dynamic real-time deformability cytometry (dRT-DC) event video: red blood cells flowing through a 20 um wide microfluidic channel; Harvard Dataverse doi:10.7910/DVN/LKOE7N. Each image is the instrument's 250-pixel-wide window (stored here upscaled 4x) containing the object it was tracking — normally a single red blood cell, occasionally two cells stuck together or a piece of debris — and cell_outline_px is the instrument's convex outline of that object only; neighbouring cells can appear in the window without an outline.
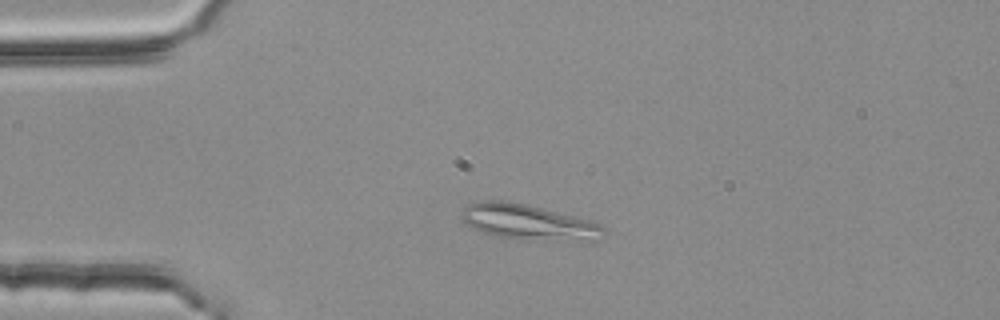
{"species": "common noctule bat (a hibernating species)", "species_latin": "Nyctalus noctula", "temperature_condition": "room temperature", "stored_images_in_passage": 52, "camera_frame_rate_fps": 3000, "um_per_image_px": 0.085, "animal": {"sex": "female", "body_mass_g": 25.1}, "frame": {"image": 1, "passage_image": 13, "time_ms": 4.0, "image_size_px": [1000, 320], "cell_outline_px": [[600, 228], [556, 232], [492, 232], [480, 228], [464, 220], [464, 216], [472, 204], [520, 204], [536, 208], [596, 224]], "centroid_in_image_um": [44.34, 18.64], "position_along_channel_um": 40.7, "area_um2": 19.36}}
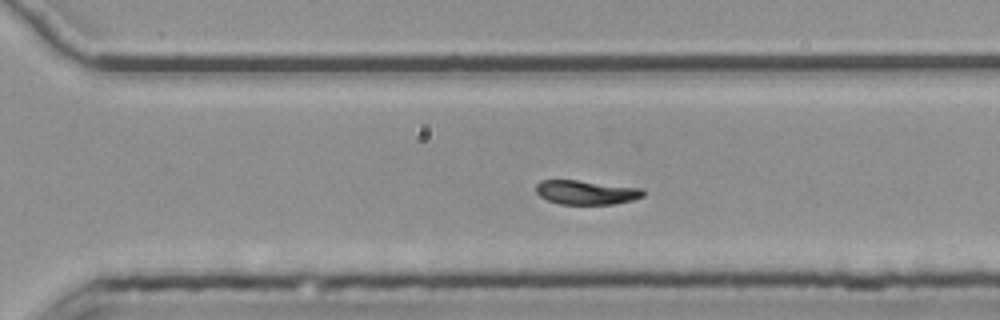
{"frame": {"image": 2, "passage_image": 38, "time_ms": 12.333, "image_size_px": [1000, 320], "cell_outline_px": [[644, 196], [632, 200], [612, 204], [560, 204], [548, 200], [540, 196], [536, 192], [536, 184], [540, 180], [576, 180], [640, 188], [644, 192]], "centroid_in_image_um": [49.79, 16.35], "position_along_channel_um": 320.8, "area_um2": 14.91}}
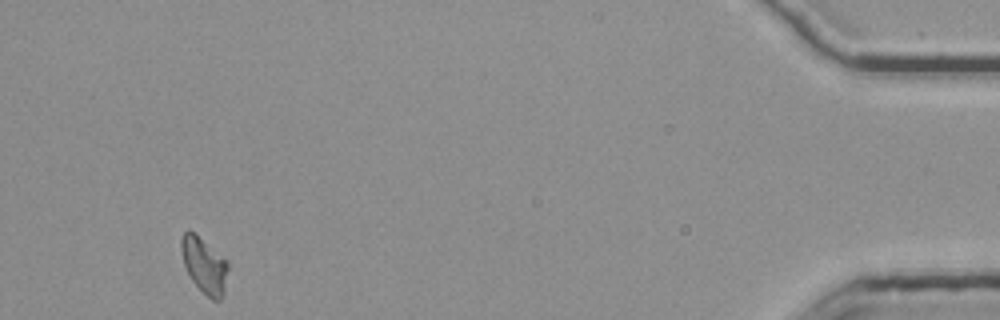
{"frame": {"image": 3, "passage_image": 52, "time_ms": 17.0, "image_size_px": [1000, 320], "cell_outline_px": [[228, 268], [224, 296], [220, 300], [212, 300], [192, 280], [184, 264], [180, 248], [180, 240], [184, 232], [188, 228], [224, 260], [228, 264]], "centroid_in_image_um": [17.34, 22.58], "position_along_channel_um": 417.9, "area_um2": 14.62}}